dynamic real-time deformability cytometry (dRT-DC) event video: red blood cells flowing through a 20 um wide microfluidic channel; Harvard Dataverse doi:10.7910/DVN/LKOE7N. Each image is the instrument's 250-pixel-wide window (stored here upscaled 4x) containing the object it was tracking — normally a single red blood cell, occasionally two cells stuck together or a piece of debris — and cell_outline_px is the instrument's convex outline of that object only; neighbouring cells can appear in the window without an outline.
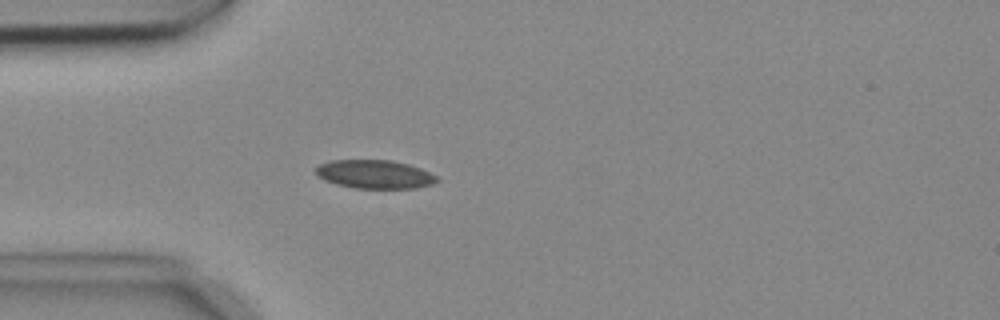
{"species": "common noctule bat (a hibernating species)", "species_latin": "Nyctalus noctula", "temperature_condition": "cold", "stored_images_in_passage": 4, "camera_frame_rate_fps": 3000, "um_per_image_px": 0.085, "animal": {"sex": "female", "body_mass_g": 18.4}, "frame": {"image": 1, "passage_image": 4, "time_ms": 1.0, "image_size_px": [1000, 320], "cell_outline_px": [[440, 180], [432, 184], [416, 188], [352, 188], [336, 184], [324, 180], [316, 172], [316, 168], [320, 164], [332, 160], [392, 160], [408, 164], [420, 168], [436, 176]], "centroid_in_image_um": [31.86, 14.81], "position_along_channel_um": 53.1, "area_um2": 20.06}}